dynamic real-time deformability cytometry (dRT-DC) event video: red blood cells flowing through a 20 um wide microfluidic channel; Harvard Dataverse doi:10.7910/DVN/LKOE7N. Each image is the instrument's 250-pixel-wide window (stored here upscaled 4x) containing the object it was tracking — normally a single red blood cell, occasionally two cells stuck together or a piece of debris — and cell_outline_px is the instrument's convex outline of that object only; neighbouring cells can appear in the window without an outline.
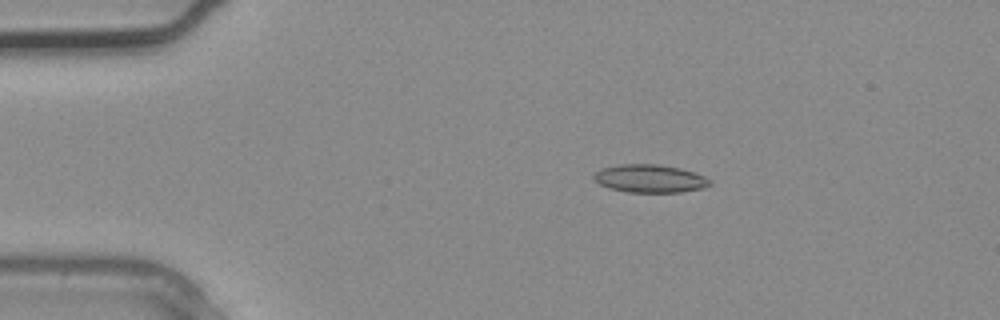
{"species": "common noctule bat (a hibernating species)", "species_latin": "Nyctalus noctula", "temperature_condition": "warm", "stored_images_in_passage": 2, "camera_frame_rate_fps": 3000, "um_per_image_px": 0.085, "animal": {"sex": "male", "body_mass_g": 20.4}, "frame": {"image": 1, "passage_image": 1, "time_ms": 0.0, "image_size_px": [1000, 320], "cell_outline_px": [[712, 184], [704, 188], [680, 192], [628, 192], [608, 188], [600, 184], [592, 176], [600, 168], [620, 164], [660, 164], [680, 168], [704, 176], [712, 180]], "centroid_in_image_um": [55.25, 15.17], "position_along_channel_um": 29.8, "area_um2": 19.02}}
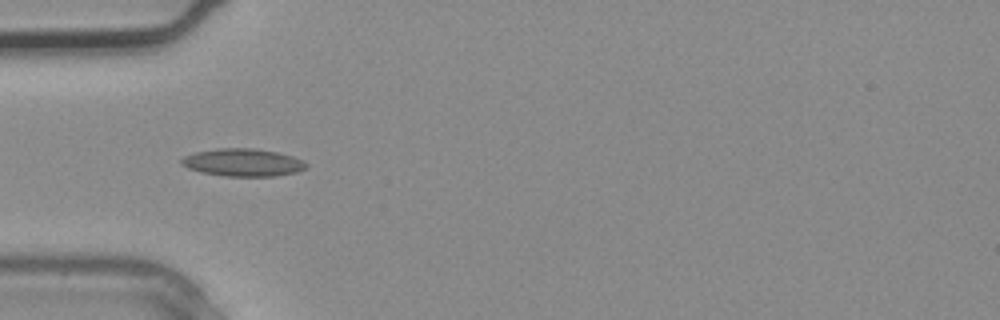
{"frame": {"image": 2, "passage_image": 2, "time_ms": 0.333, "image_size_px": [1000, 320], "cell_outline_px": [[308, 168], [296, 172], [276, 176], [224, 176], [200, 172], [188, 168], [180, 164], [180, 160], [184, 156], [196, 152], [216, 148], [252, 148], [276, 152], [292, 156], [304, 160], [308, 164]], "centroid_in_image_um": [20.65, 13.81], "position_along_channel_um": 64.3, "area_um2": 20.23}}